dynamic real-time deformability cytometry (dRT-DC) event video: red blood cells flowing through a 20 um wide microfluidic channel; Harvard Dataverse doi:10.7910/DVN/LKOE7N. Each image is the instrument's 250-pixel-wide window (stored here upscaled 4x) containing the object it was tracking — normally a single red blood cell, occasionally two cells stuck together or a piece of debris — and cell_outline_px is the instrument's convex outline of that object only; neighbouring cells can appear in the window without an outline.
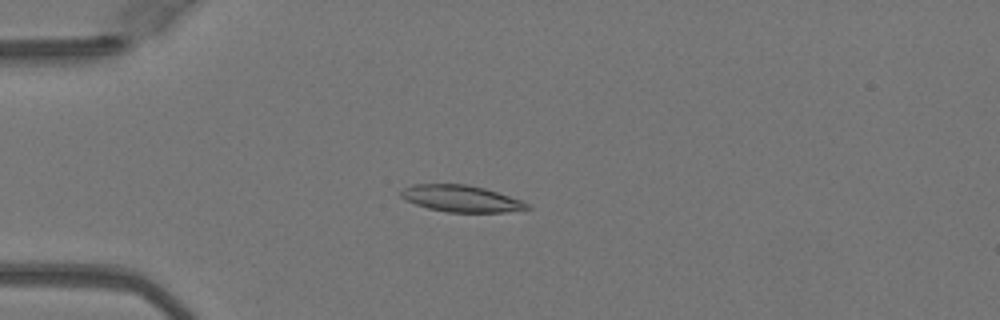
{"species": "Egyptian fruit bat (a non-hibernating species)", "species_latin": "Rousettus aegyptiacus", "temperature_condition": "warm", "stored_images_in_passage": 50, "camera_frame_rate_fps": 3000, "um_per_image_px": 0.085, "animal": {"sex": "female"}, "frame": {"image": 1, "passage_image": 14, "time_ms": 4.333, "image_size_px": [1000, 320], "cell_outline_px": [[532, 208], [504, 212], [448, 212], [428, 208], [404, 200], [400, 196], [400, 192], [404, 188], [412, 184], [468, 184], [484, 188], [520, 200], [528, 204]], "centroid_in_image_um": [39.15, 16.87], "position_along_channel_um": 45.8, "area_um2": 19.42}}
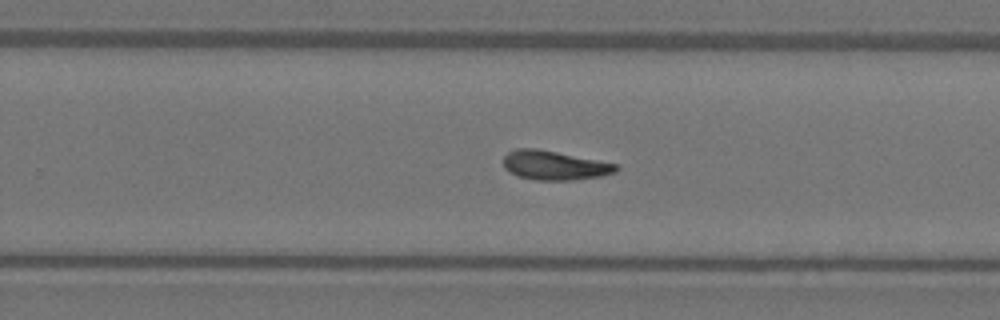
{"frame": {"image": 2, "passage_image": 33, "time_ms": 10.667, "image_size_px": [1000, 320], "cell_outline_px": [[620, 168], [616, 172], [600, 176], [572, 180], [536, 180], [516, 176], [504, 168], [504, 156], [508, 152], [516, 148], [536, 148], [616, 164]], "centroid_in_image_um": [47.09, 14.06], "position_along_channel_um": 282.7, "area_um2": 19.02}}
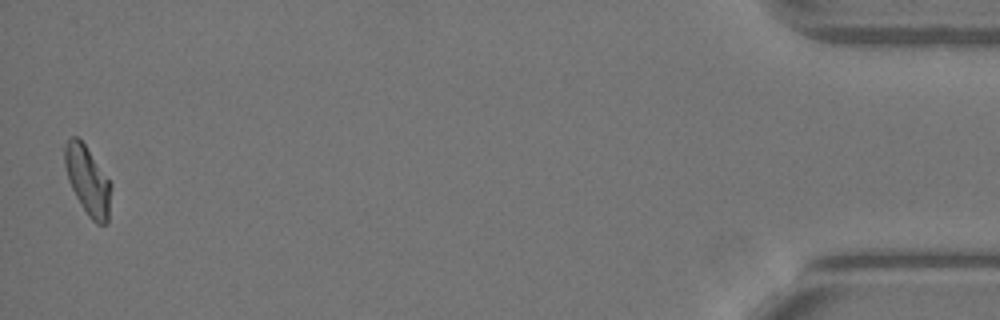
{"frame": {"image": 3, "passage_image": 50, "time_ms": 16.333, "image_size_px": [1000, 320], "cell_outline_px": [[112, 188], [108, 220], [104, 224], [96, 224], [88, 216], [76, 196], [68, 180], [64, 164], [64, 148], [68, 136], [76, 136], [84, 144], [112, 184]], "centroid_in_image_um": [7.45, 15.34], "position_along_channel_um": 427.8, "area_um2": 18.44}, "authors_computed_cell_mechanics": {"area_um2": 18.9873, "velocity_mm_per_s": 4.0846, "shape_relaxation_time_tau1_ms": null, "shape_relaxation_time_tau2_ms": 8.1408, "deformation_change_tau1": null, "deformation_change_tau2": 0.1803}}